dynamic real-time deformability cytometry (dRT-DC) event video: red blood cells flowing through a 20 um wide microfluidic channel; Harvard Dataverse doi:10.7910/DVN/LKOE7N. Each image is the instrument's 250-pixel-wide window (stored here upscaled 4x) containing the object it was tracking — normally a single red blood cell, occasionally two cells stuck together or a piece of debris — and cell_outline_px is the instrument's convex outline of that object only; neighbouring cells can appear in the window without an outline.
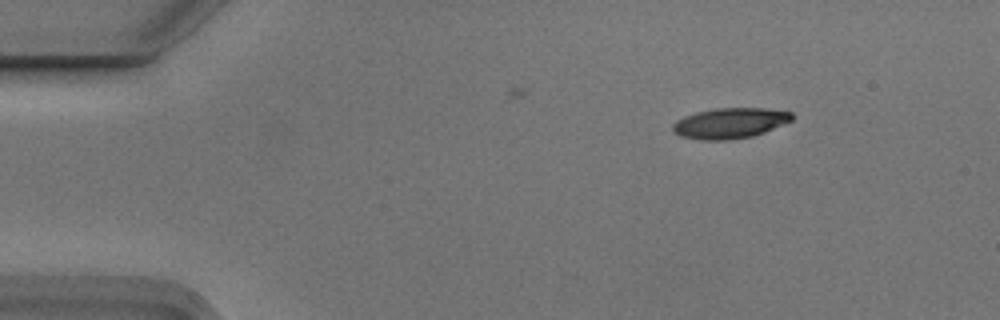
{"species": "Egyptian fruit bat (a non-hibernating species)", "species_latin": "Rousettus aegyptiacus", "temperature_condition": "cold", "stored_images_in_passage": 5, "camera_frame_rate_fps": 3000, "um_per_image_px": 0.085, "animal": {"sex": "male"}, "frame": {"image": 1, "passage_image": 1, "time_ms": 0.0, "image_size_px": [1000, 320], "cell_outline_px": [[792, 120], [764, 132], [752, 136], [728, 140], [700, 140], [680, 136], [672, 128], [672, 124], [676, 120], [684, 116], [696, 112], [716, 108], [764, 108], [792, 112]], "centroid_in_image_um": [62.02, 10.46], "position_along_channel_um": 23.0, "area_um2": 21.1}}
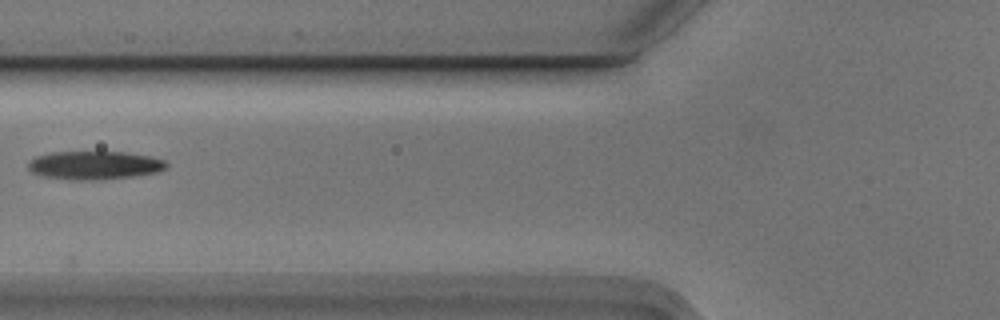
{"frame": {"image": 2, "passage_image": 5, "time_ms": 1.333, "image_size_px": [1000, 320], "cell_outline_px": [[168, 164], [164, 168], [156, 172], [132, 176], [104, 180], [72, 180], [40, 176], [32, 172], [28, 168], [28, 164], [36, 156], [52, 152], [124, 152], [152, 156], [164, 160]], "centroid_in_image_um": [8.01, 14.05], "position_along_channel_um": 117.8, "area_um2": 22.89}}